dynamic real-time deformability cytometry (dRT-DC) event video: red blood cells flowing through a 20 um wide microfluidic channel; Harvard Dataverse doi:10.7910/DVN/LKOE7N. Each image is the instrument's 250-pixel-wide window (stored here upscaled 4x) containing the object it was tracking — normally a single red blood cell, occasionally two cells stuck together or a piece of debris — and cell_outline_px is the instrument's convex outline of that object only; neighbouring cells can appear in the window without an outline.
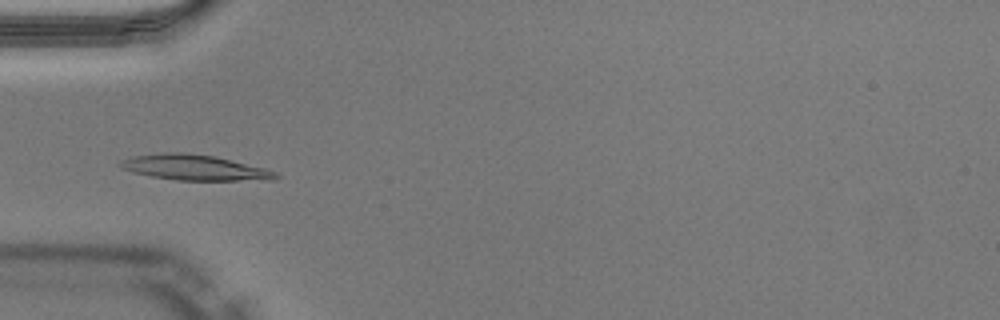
{"species": "Egyptian fruit bat (a non-hibernating species)", "species_latin": "Rousettus aegyptiacus", "temperature_condition": "warm", "stored_images_in_passage": 50, "camera_frame_rate_fps": 3000, "um_per_image_px": 0.085, "animal": {"sex": "male"}, "frame": {"image": 1, "passage_image": 16, "time_ms": 5.0, "image_size_px": [1000, 320], "cell_outline_px": [[280, 176], [272, 180], [176, 180], [152, 176], [132, 172], [120, 168], [120, 160], [132, 156], [164, 152], [184, 152], [216, 156], [264, 168], [276, 172]], "centroid_in_image_um": [16.52, 14.23], "position_along_channel_um": 68.5, "area_um2": 23.06}}
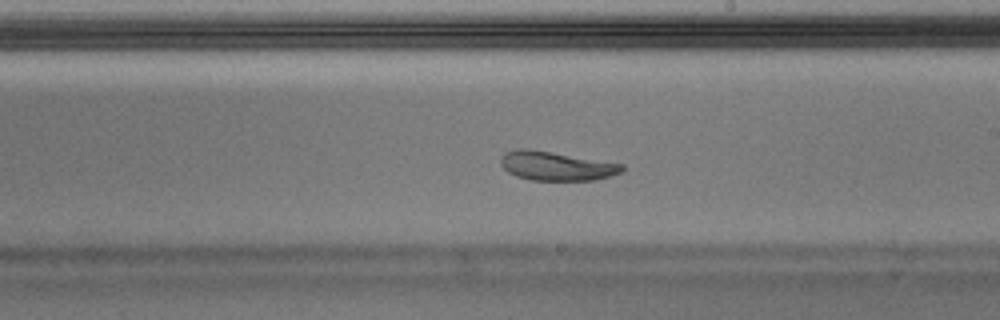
{"frame": {"image": 2, "passage_image": 29, "time_ms": 9.333, "image_size_px": [1000, 320], "cell_outline_px": [[624, 172], [612, 176], [596, 180], [528, 180], [516, 176], [508, 172], [500, 164], [500, 156], [504, 152], [516, 148], [528, 148], [624, 164]], "centroid_in_image_um": [47.28, 14.1], "position_along_channel_um": 241.7, "area_um2": 20.81}}
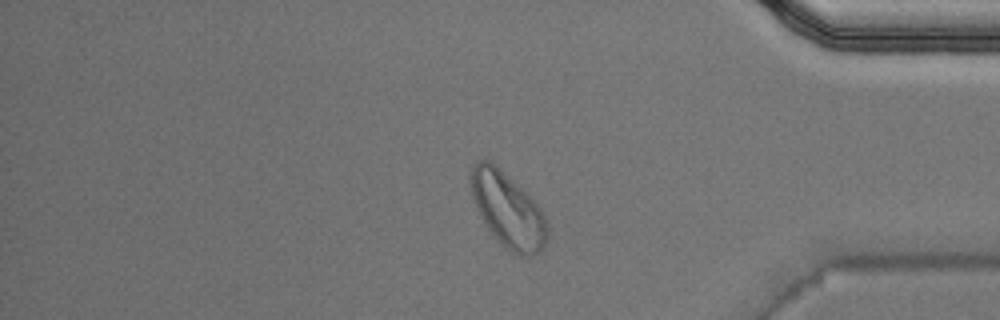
{"frame": {"image": 3, "passage_image": 42, "time_ms": 13.667, "image_size_px": [1000, 320], "cell_outline_px": [[548, 236], [540, 252], [532, 256], [520, 256], [512, 252], [488, 228], [476, 208], [472, 196], [468, 180], [468, 172], [480, 160], [492, 160], [544, 212], [548, 220]], "centroid_in_image_um": [43.16, 17.82], "position_along_channel_um": 392.0, "area_um2": 33.06}, "authors_computed_cell_mechanics": {"area_um2": 22.1663, "velocity_mm_per_s": 3.9959, "shape_relaxation_time_tau1_ms": 4.773, "shape_relaxation_time_tau2_ms": 1.6593, "deformation_change_tau1": 0.1768, "deformation_change_tau2": 0.0719}}